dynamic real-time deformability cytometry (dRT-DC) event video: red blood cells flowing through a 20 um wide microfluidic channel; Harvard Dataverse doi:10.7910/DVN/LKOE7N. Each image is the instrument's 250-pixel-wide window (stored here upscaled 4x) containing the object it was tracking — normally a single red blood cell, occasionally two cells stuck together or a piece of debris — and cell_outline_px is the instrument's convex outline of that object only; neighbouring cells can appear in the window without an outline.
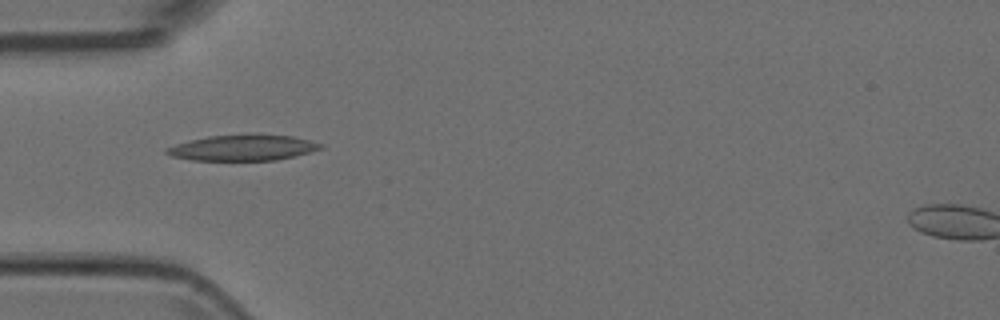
{"species": "Egyptian fruit bat (a non-hibernating species)", "species_latin": "Rousettus aegyptiacus", "temperature_condition": "room temperature", "stored_images_in_passage": 8, "camera_frame_rate_fps": 3000, "um_per_image_px": 0.085, "animal": {"sex": "female"}, "frame": {"image": 1, "passage_image": 2, "time_ms": 0.333, "image_size_px": [1000, 320], "cell_outline_px": [[324, 148], [276, 160], [192, 160], [172, 156], [164, 152], [164, 148], [188, 140], [208, 136], [244, 132], [256, 132], [292, 136], [324, 144]], "centroid_in_image_um": [20.63, 12.51], "position_along_channel_um": 64.4, "area_um2": 23.81}}
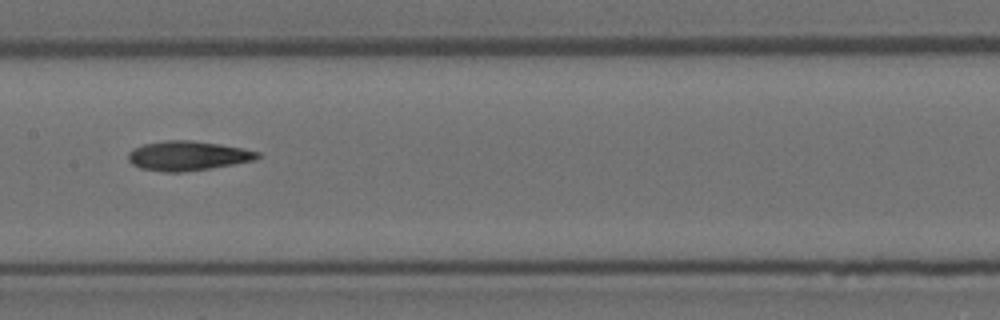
{"frame": {"image": 2, "passage_image": 5, "time_ms": 1.333, "image_size_px": [1000, 320], "cell_outline_px": [[260, 156], [256, 160], [208, 168], [180, 172], [164, 172], [140, 168], [132, 164], [128, 160], [128, 152], [132, 148], [144, 144], [164, 140], [192, 140], [220, 144], [260, 152]], "centroid_in_image_um": [15.91, 13.23], "position_along_channel_um": 191.5, "area_um2": 22.14}}
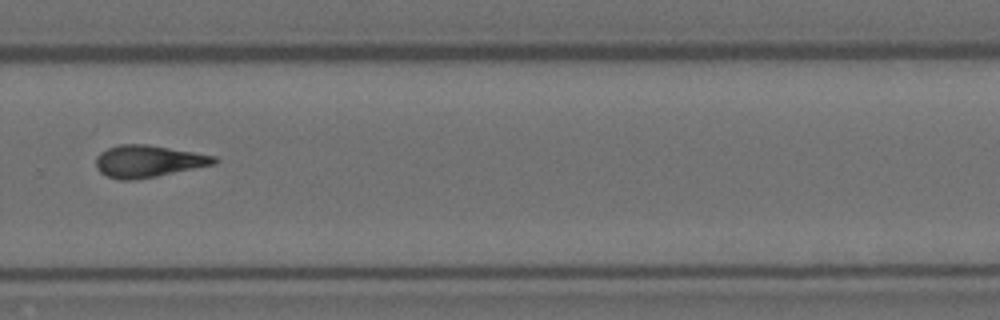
{"frame": {"image": 3, "passage_image": 8, "time_ms": 2.333, "image_size_px": [1000, 320], "cell_outline_px": [[220, 160], [216, 164], [156, 176], [132, 180], [120, 180], [108, 176], [100, 172], [96, 168], [96, 156], [100, 152], [108, 148], [120, 144], [148, 144], [216, 156]], "centroid_in_image_um": [12.6, 13.7], "position_along_channel_um": 317.2, "area_um2": 22.08}}